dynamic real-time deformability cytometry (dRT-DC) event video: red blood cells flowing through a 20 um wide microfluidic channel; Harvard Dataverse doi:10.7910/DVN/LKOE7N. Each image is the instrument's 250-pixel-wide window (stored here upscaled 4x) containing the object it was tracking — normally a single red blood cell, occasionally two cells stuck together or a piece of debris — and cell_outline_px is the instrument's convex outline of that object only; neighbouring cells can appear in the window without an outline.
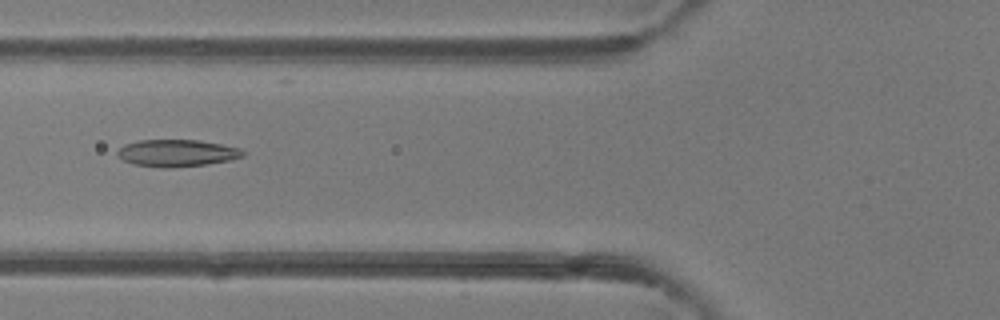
{"species": "common noctule bat (a hibernating species)", "species_latin": "Nyctalus noctula", "temperature_condition": "room temperature", "stored_images_in_passage": 47, "camera_frame_rate_fps": 3000, "um_per_image_px": 0.085, "animal": {"sex": "female"}, "frame": {"image": 1, "passage_image": 18, "time_ms": 5.667, "image_size_px": [1000, 320], "cell_outline_px": [[244, 156], [228, 160], [204, 164], [168, 168], [160, 168], [132, 164], [124, 160], [116, 152], [124, 144], [140, 140], [200, 140], [240, 148], [244, 152]], "centroid_in_image_um": [15.01, 13.01], "position_along_channel_um": 110.8, "area_um2": 19.59}}
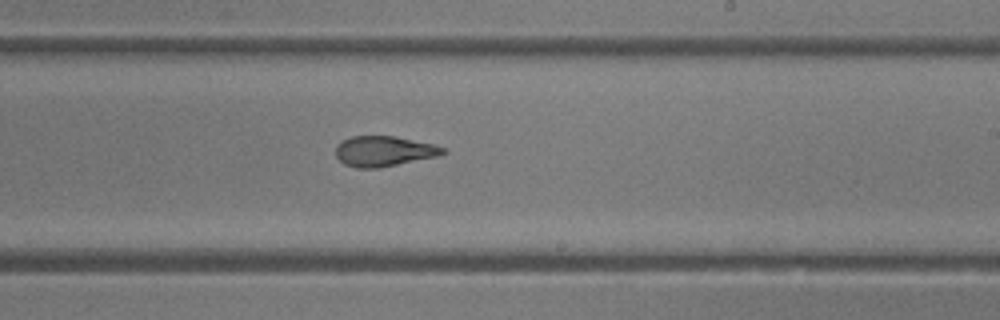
{"frame": {"image": 2, "passage_image": 28, "time_ms": 9.0, "image_size_px": [1000, 320], "cell_outline_px": [[448, 152], [440, 156], [380, 168], [356, 168], [344, 164], [336, 156], [336, 144], [352, 136], [396, 136], [432, 144], [444, 148]], "centroid_in_image_um": [32.65, 12.86], "position_along_channel_um": 256.4, "area_um2": 19.07}}
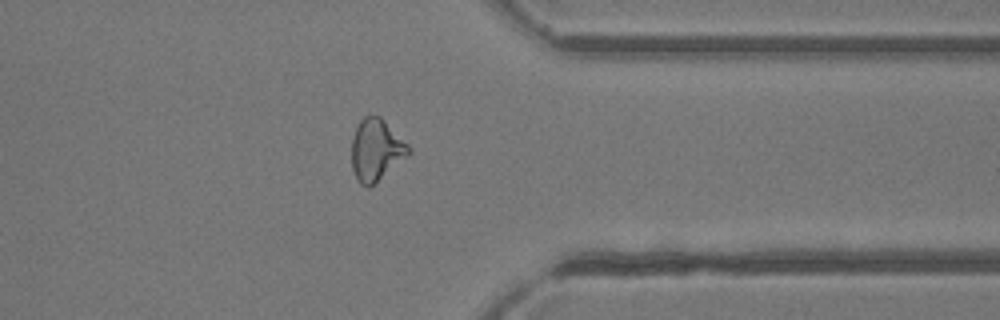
{"frame": {"image": 3, "passage_image": 37, "time_ms": 12.0, "image_size_px": [1000, 320], "cell_outline_px": [[412, 152], [408, 156], [368, 188], [360, 184], [352, 168], [352, 140], [356, 128], [360, 120], [364, 116], [380, 116], [412, 148]], "centroid_in_image_um": [31.99, 12.74], "position_along_channel_um": 379.4, "area_um2": 20.29}, "authors_computed_cell_mechanics": {"area_um2": 20.3456, "velocity_mm_per_s": 4.3622, "shape_relaxation_time_tau1_ms": 8.4095, "shape_relaxation_time_tau2_ms": 2.5995, "deformation_change_tau1": 0.2247, "deformation_change_tau2": 0.1056}}